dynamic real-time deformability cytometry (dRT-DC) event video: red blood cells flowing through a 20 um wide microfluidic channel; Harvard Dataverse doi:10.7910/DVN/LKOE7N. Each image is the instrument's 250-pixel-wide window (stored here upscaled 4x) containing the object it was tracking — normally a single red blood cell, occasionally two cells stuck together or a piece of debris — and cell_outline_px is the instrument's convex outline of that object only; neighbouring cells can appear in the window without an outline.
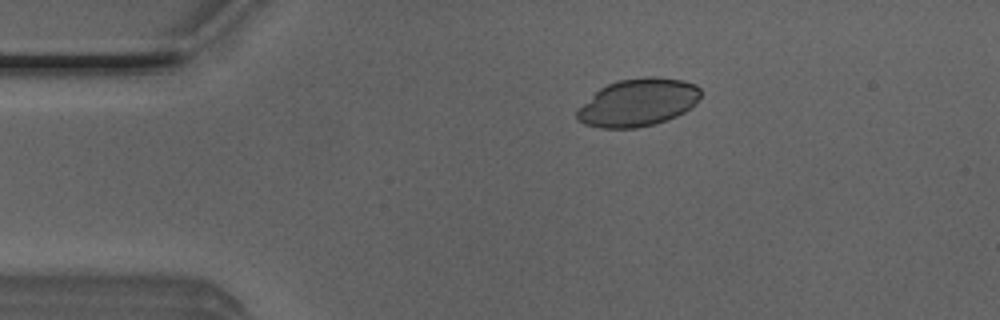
{"species": "Egyptian fruit bat (a non-hibernating species)", "species_latin": "Rousettus aegyptiacus", "temperature_condition": "room temperature", "stored_images_in_passage": 43, "camera_frame_rate_fps": 3000, "um_per_image_px": 0.085, "animal": {"sex": "male"}, "frame": {"image": 1, "passage_image": 2, "time_ms": 0.333, "image_size_px": [1000, 320], "cell_outline_px": [[700, 96], [692, 108], [676, 116], [656, 124], [636, 128], [600, 128], [584, 124], [576, 120], [576, 108], [600, 88], [608, 84], [620, 80], [644, 76], [656, 76], [684, 80], [696, 84], [700, 88]], "centroid_in_image_um": [54.22, 8.71], "position_along_channel_um": 30.8, "area_um2": 34.74}}
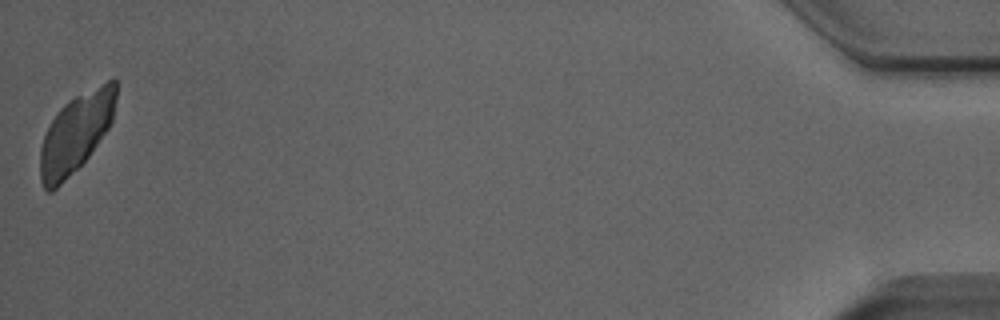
{"frame": {"image": 2, "passage_image": 43, "time_ms": 14.0, "image_size_px": [1000, 320], "cell_outline_px": [[116, 100], [112, 120], [108, 128], [88, 156], [52, 192], [48, 192], [44, 188], [40, 180], [40, 148], [44, 136], [52, 120], [60, 108], [68, 100], [112, 76], [116, 76]], "centroid_in_image_um": [6.47, 11.24], "position_along_channel_um": 428.7, "area_um2": 34.62}}